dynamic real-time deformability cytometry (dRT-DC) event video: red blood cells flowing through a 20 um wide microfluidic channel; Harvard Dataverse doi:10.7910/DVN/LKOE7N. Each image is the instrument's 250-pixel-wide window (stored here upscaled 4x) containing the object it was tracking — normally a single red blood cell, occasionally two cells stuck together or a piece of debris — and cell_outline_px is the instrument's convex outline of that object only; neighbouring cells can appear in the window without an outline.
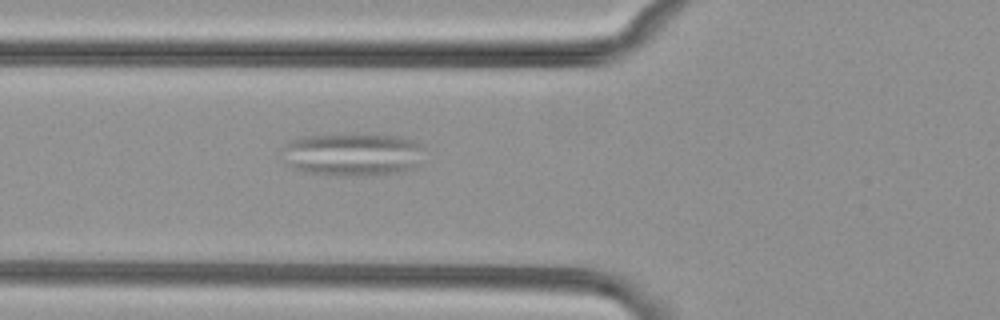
{"species": "common noctule bat (a hibernating species)", "species_latin": "Nyctalus noctula", "temperature_condition": "cold", "stored_images_in_passage": 8, "camera_frame_rate_fps": 3000, "um_per_image_px": 0.085, "animal": {"sex": "female", "body_mass_g": 29.2, "forearm_length_mm": 56.3}, "frame": {"image": 1, "passage_image": 3, "time_ms": 0.667, "image_size_px": [1000, 320], "cell_outline_px": [[424, 144], [416, 168], [404, 172], [380, 176], [328, 176], [304, 172], [288, 164], [284, 160], [284, 144], [296, 136], [356, 132], [400, 136], [416, 140]], "centroid_in_image_um": [29.99, 13.11], "position_along_channel_um": 95.8, "area_um2": 37.34}}
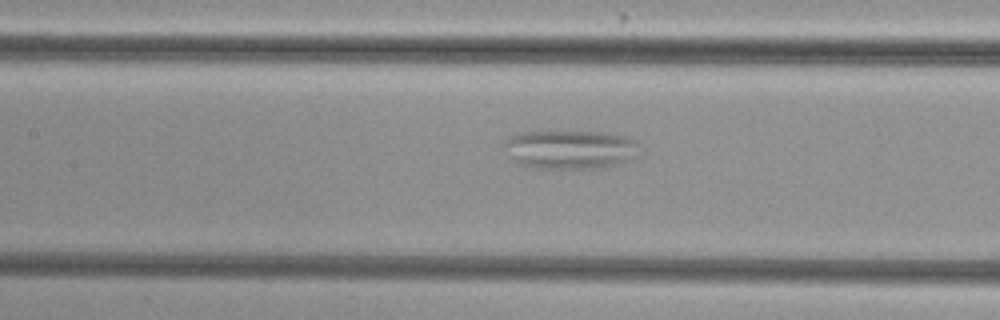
{"frame": {"image": 2, "passage_image": 8, "time_ms": 2.333, "image_size_px": [1000, 320], "cell_outline_px": [[640, 156], [632, 160], [604, 168], [528, 168], [516, 164], [512, 160], [504, 144], [504, 140], [520, 132], [604, 132], [636, 140], [640, 144]], "centroid_in_image_um": [48.51, 12.73], "position_along_channel_um": 158.9, "area_um2": 31.04}}